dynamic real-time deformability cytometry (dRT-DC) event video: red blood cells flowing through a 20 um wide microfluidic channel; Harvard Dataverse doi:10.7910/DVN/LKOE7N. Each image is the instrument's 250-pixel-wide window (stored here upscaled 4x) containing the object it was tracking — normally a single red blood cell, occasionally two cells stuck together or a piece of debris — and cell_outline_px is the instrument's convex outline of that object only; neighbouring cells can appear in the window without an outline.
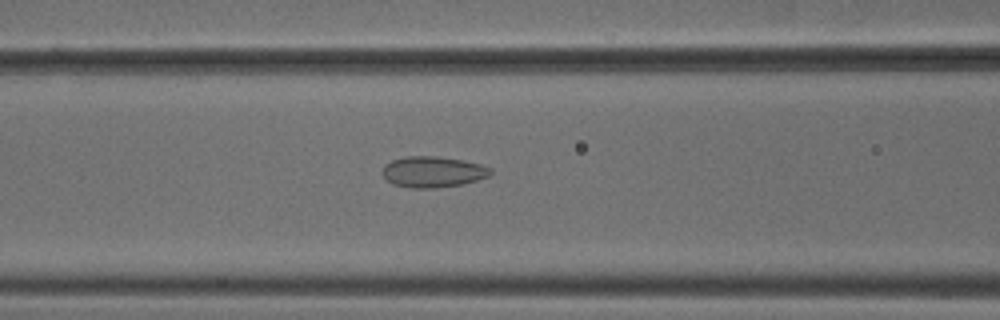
{"species": "common noctule bat (a hibernating species)", "species_latin": "Nyctalus noctula", "temperature_condition": "cold", "stored_images_in_passage": 36, "camera_frame_rate_fps": 3000, "um_per_image_px": 0.085, "animal": {"sex": "male", "body_mass_g": 18.8}, "frame": {"image": 1, "passage_image": 5, "time_ms": 1.333, "image_size_px": [1000, 320], "cell_outline_px": [[492, 172], [488, 176], [464, 184], [432, 188], [408, 188], [392, 184], [380, 172], [384, 164], [392, 160], [404, 156], [436, 156], [464, 160], [480, 164], [492, 168]], "centroid_in_image_um": [36.76, 14.6], "position_along_channel_um": 129.8, "area_um2": 19.71}}
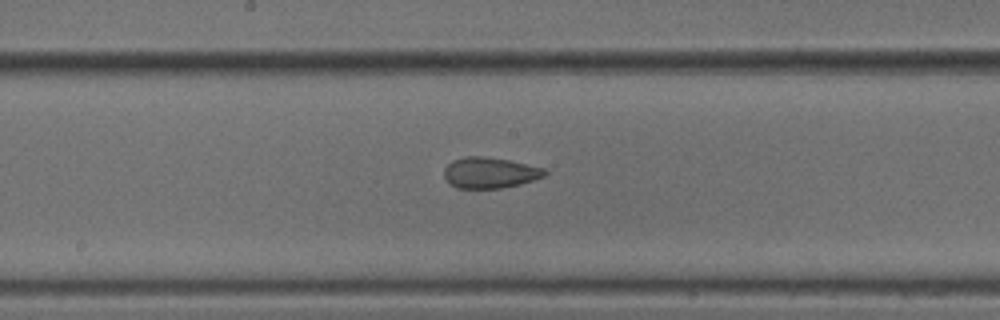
{"frame": {"image": 2, "passage_image": 11, "time_ms": 3.333, "image_size_px": [1000, 320], "cell_outline_px": [[548, 172], [544, 176], [520, 184], [500, 188], [456, 188], [444, 176], [444, 168], [452, 160], [464, 156], [484, 156], [508, 160], [544, 168]], "centroid_in_image_um": [41.62, 14.67], "position_along_channel_um": 206.6, "area_um2": 17.98}}
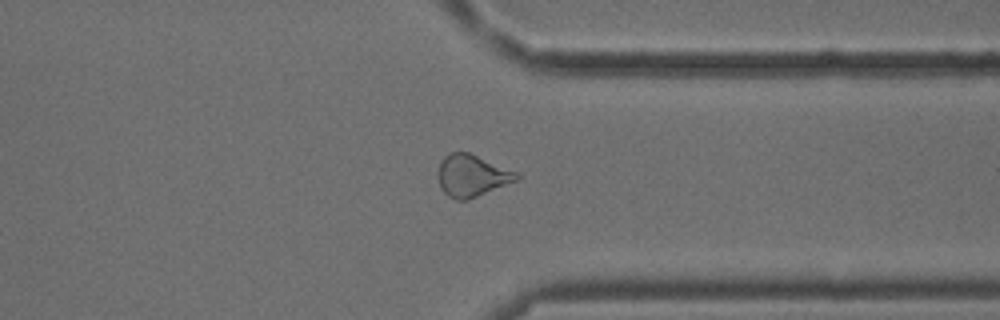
{"frame": {"image": 3, "passage_image": 24, "time_ms": 7.667, "image_size_px": [1000, 320], "cell_outline_px": [[520, 176], [516, 180], [468, 200], [456, 200], [448, 196], [440, 188], [436, 172], [444, 156], [448, 152], [468, 152], [520, 172]], "centroid_in_image_um": [40.09, 14.92], "position_along_channel_um": 371.3, "area_um2": 19.36}}